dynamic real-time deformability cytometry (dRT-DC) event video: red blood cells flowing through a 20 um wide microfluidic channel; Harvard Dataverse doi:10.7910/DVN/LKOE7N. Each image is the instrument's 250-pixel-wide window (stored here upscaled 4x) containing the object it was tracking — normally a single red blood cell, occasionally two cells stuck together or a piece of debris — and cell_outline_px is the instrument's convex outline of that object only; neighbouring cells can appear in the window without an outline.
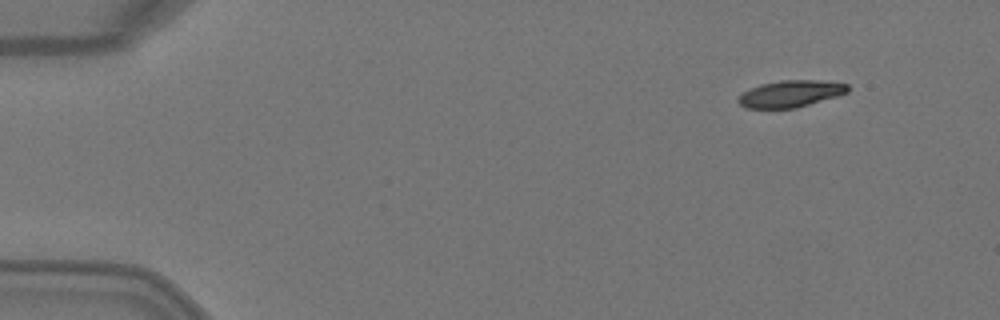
{"species": "Egyptian fruit bat (a non-hibernating species)", "species_latin": "Rousettus aegyptiacus", "temperature_condition": "warm", "stored_images_in_passage": 3, "camera_frame_rate_fps": 3000, "um_per_image_px": 0.085, "animal": {"sex": "female"}, "frame": {"image": 1, "passage_image": 1, "time_ms": 0.0, "image_size_px": [1000, 320], "cell_outline_px": [[848, 92], [836, 96], [796, 108], [748, 108], [740, 104], [736, 100], [748, 88], [760, 84], [780, 80], [816, 80], [848, 84]], "centroid_in_image_um": [67.16, 7.96], "position_along_channel_um": 17.8, "area_um2": 16.94}}